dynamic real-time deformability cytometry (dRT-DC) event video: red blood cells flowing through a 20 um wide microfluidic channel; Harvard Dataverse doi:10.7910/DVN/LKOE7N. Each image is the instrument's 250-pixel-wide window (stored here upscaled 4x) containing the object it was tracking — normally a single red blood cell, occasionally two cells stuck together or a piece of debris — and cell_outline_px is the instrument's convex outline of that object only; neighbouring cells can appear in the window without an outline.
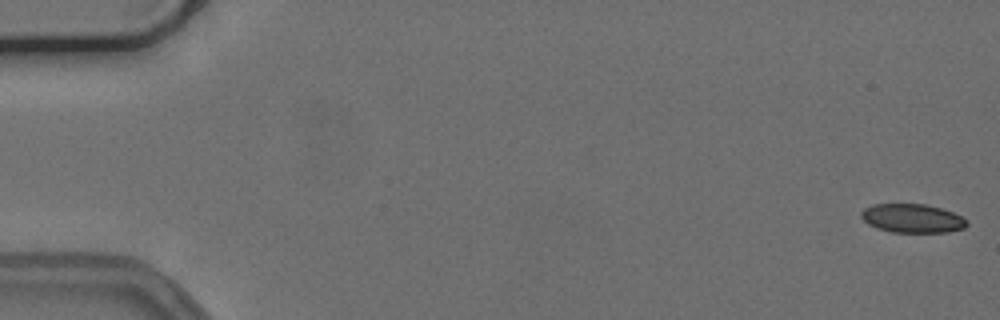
{"species": "common noctule bat (a hibernating species)", "species_latin": "Nyctalus noctula", "temperature_condition": "cold", "stored_images_in_passage": 55, "camera_frame_rate_fps": 3000, "um_per_image_px": 0.085, "animal": {"sex": "female", "body_mass_g": 24.6, "forearm_length_mm": 56.2}, "frame": {"image": 1, "passage_image": 1, "time_ms": 0.0, "image_size_px": [1000, 320], "cell_outline_px": [[968, 224], [964, 228], [948, 232], [892, 232], [868, 224], [860, 216], [860, 212], [864, 208], [872, 204], [924, 204], [940, 208], [952, 212], [968, 220]], "centroid_in_image_um": [77.54, 18.55], "position_along_channel_um": 7.5, "area_um2": 17.63}}
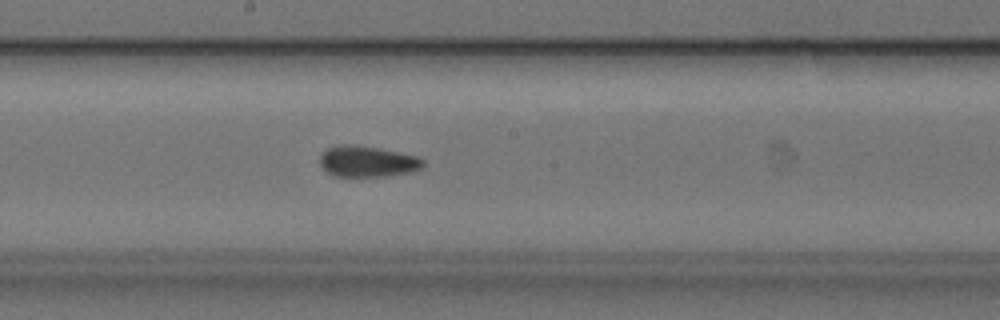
{"frame": {"image": 2, "passage_image": 30, "time_ms": 9.667, "image_size_px": [1000, 320], "cell_outline_px": [[424, 164], [420, 168], [412, 172], [388, 176], [332, 176], [320, 164], [320, 156], [328, 148], [340, 144], [356, 144], [416, 156], [424, 160]], "centroid_in_image_um": [31.22, 13.73], "position_along_channel_um": 217.0, "area_um2": 18.5}}
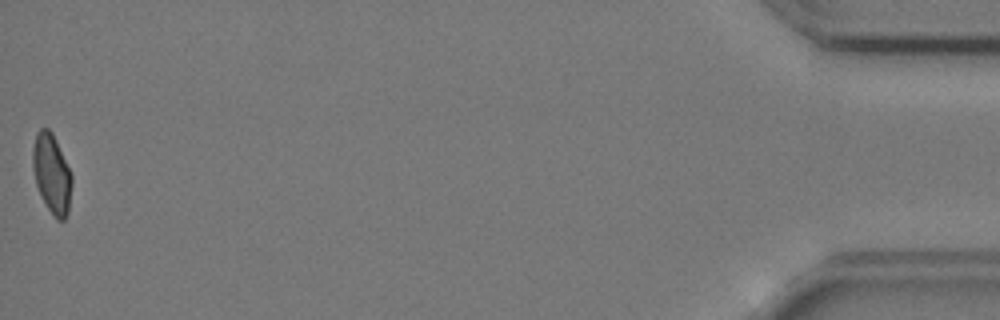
{"frame": {"image": 3, "passage_image": 55, "time_ms": 18.0, "image_size_px": [1000, 320], "cell_outline_px": [[72, 184], [68, 212], [64, 220], [56, 220], [40, 196], [36, 184], [32, 168], [32, 148], [36, 132], [40, 128], [48, 128], [52, 132], [72, 176]], "centroid_in_image_um": [4.37, 14.77], "position_along_channel_um": 430.8, "area_um2": 18.09}, "authors_computed_cell_mechanics": {"area_um2": 18.496, "velocity_mm_per_s": 3.742, "shape_relaxation_time_tau1_ms": null, "shape_relaxation_time_tau2_ms": 1.8095, "deformation_change_tau1": null, "deformation_change_tau2": 0.0682}}